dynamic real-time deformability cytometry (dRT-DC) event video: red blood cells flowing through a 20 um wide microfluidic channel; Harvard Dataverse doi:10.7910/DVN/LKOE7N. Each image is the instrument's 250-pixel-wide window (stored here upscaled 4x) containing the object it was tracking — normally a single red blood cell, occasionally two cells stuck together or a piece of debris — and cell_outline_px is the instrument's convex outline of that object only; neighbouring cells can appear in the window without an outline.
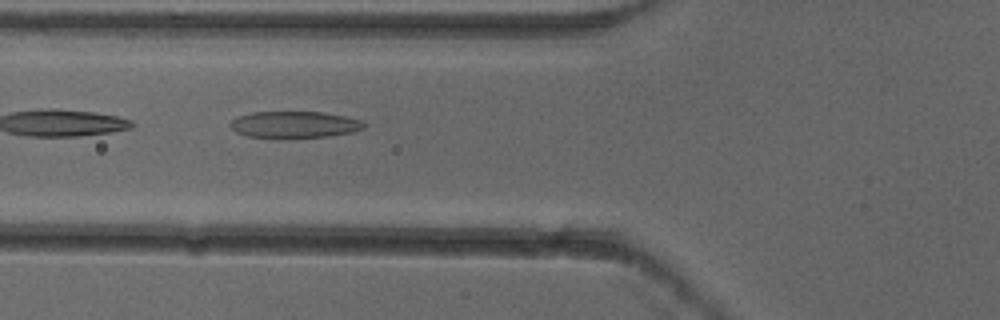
{"species": "common noctule bat (a hibernating species)", "species_latin": "Nyctalus noctula", "temperature_condition": "cold", "stored_images_in_passage": 5, "camera_frame_rate_fps": 3000, "um_per_image_px": 0.085, "animal": {"sex": "female"}, "frame": {"image": 1, "passage_image": 3, "time_ms": 0.667, "image_size_px": [1000, 320], "cell_outline_px": [[364, 128], [352, 132], [328, 136], [280, 140], [248, 136], [236, 132], [228, 124], [236, 116], [252, 112], [324, 112], [344, 116], [360, 120], [364, 124]], "centroid_in_image_um": [24.96, 10.62], "position_along_channel_um": 100.8, "area_um2": 21.27}}
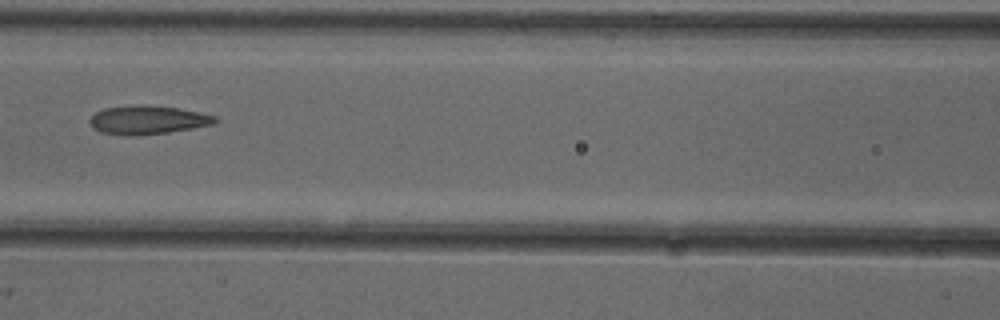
{"frame": {"image": 2, "passage_image": 4, "time_ms": 1.0, "image_size_px": [1000, 320], "cell_outline_px": [[216, 120], [212, 124], [192, 128], [168, 132], [128, 136], [100, 132], [88, 120], [96, 112], [104, 108], [136, 104], [140, 104], [176, 108], [200, 112], [216, 116]], "centroid_in_image_um": [12.53, 10.18], "position_along_channel_um": 154.1, "area_um2": 20.63}}
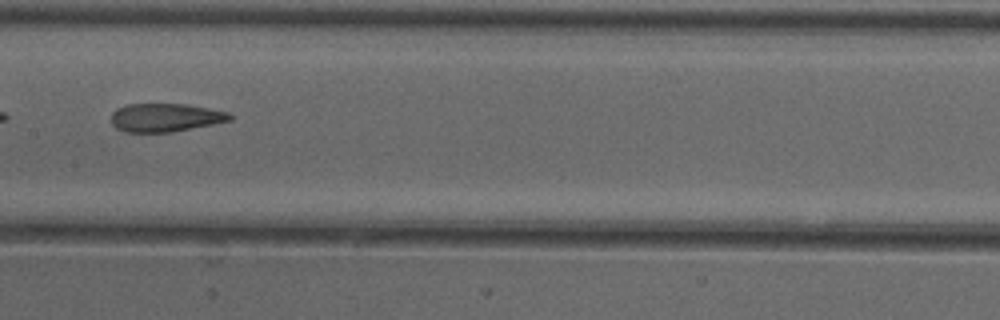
{"frame": {"image": 3, "passage_image": 5, "time_ms": 1.333, "image_size_px": [1000, 320], "cell_outline_px": [[232, 120], [172, 132], [124, 132], [116, 128], [112, 124], [112, 112], [116, 108], [128, 104], [188, 104], [228, 112], [232, 116]], "centroid_in_image_um": [14.04, 9.99], "position_along_channel_um": 193.4, "area_um2": 19.59}}